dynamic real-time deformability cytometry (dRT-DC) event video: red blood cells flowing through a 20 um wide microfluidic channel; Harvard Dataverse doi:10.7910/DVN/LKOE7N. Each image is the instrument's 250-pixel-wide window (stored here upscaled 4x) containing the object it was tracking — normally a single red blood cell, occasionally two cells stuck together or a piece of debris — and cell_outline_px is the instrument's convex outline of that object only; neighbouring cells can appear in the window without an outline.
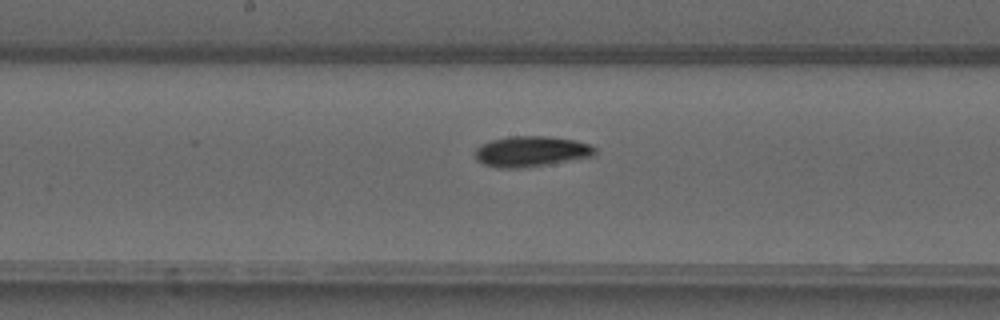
{"species": "common noctule bat (a hibernating species)", "species_latin": "Nyctalus noctula", "temperature_condition": "warm", "stored_images_in_passage": 42, "camera_frame_rate_fps": 3000, "um_per_image_px": 0.085, "animal": {"sex": "male", "forearm_length_mm": 52.5}, "frame": {"image": 1, "passage_image": 18, "time_ms": 5.667, "image_size_px": [1000, 320], "cell_outline_px": [[596, 152], [592, 156], [544, 164], [516, 168], [496, 168], [484, 164], [476, 160], [476, 148], [480, 144], [492, 140], [508, 136], [544, 136], [576, 140], [588, 144], [596, 148]], "centroid_in_image_um": [45.1, 12.86], "position_along_channel_um": 203.1, "area_um2": 21.04}}
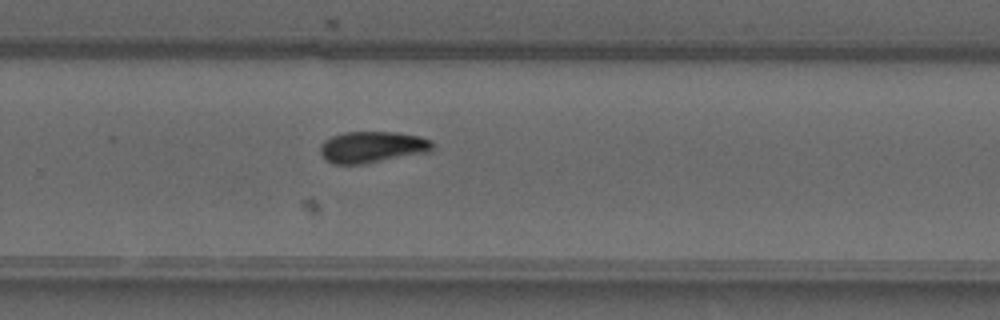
{"frame": {"image": 2, "passage_image": 25, "time_ms": 8.0, "image_size_px": [1000, 320], "cell_outline_px": [[432, 152], [364, 164], [332, 164], [320, 152], [320, 148], [324, 140], [332, 136], [344, 132], [396, 132], [420, 136], [432, 140]], "centroid_in_image_um": [31.68, 12.5], "position_along_channel_um": 298.1, "area_um2": 20.69}}
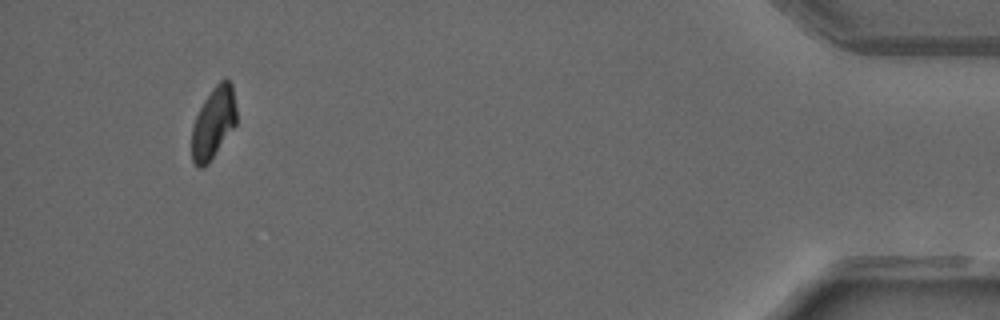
{"frame": {"image": 3, "passage_image": 39, "time_ms": 12.667, "image_size_px": [1000, 320], "cell_outline_px": [[236, 124], [208, 164], [204, 168], [196, 168], [192, 160], [192, 128], [196, 116], [204, 100], [212, 88], [220, 80], [228, 80], [232, 84], [236, 108]], "centroid_in_image_um": [18.13, 10.47], "position_along_channel_um": 417.1, "area_um2": 18.55}, "authors_computed_cell_mechanics": {"area_um2": 20.0277, "velocity_mm_per_s": 4.0948, "shape_relaxation_time_tau1_ms": 2.8436, "shape_relaxation_time_tau2_ms": null, "deformation_change_tau1": 0.1342, "deformation_change_tau2": null}}